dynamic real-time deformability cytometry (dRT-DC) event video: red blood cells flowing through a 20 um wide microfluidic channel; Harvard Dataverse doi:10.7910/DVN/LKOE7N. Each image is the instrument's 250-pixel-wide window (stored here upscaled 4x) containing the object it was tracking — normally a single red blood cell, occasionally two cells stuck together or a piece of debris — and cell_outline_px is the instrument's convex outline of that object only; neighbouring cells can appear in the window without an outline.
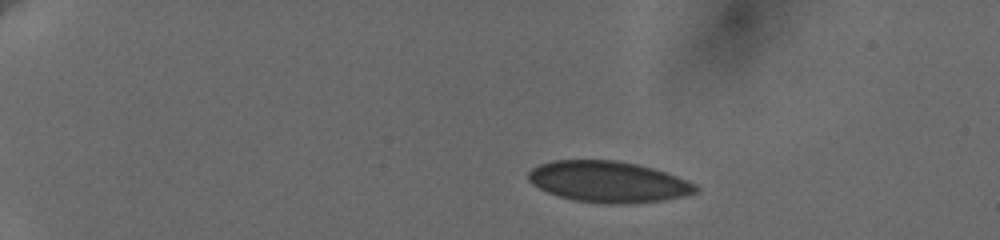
{"species": "human", "species_latin": "Homo sapiens", "temperature_condition": "cold", "stored_images_in_passage": 21, "camera_frame_rate_fps": 3000, "um_per_image_px": 0.085, "donor": {"sex": "female"}, "frame": {"image": 1, "passage_image": 5, "time_ms": 2.333, "image_size_px": [1000, 240], "cell_outline_px": [[700, 188], [696, 192], [684, 196], [664, 200], [624, 204], [604, 204], [576, 200], [560, 196], [548, 192], [532, 184], [528, 180], [528, 172], [532, 168], [540, 164], [552, 160], [616, 160], [636, 164], [652, 168], [676, 176], [696, 184]], "centroid_in_image_um": [51.7, 15.45], "position_along_channel_um": 33.3, "area_um2": 40.0}}
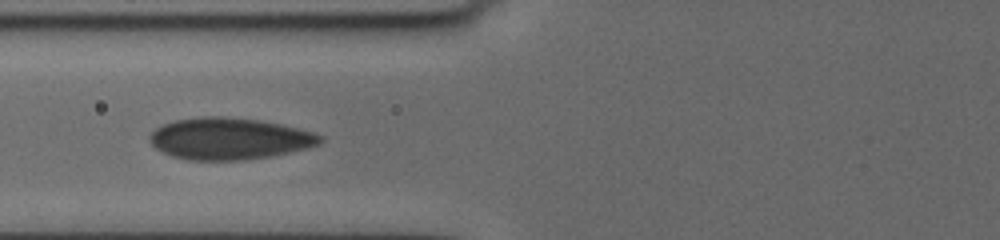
{"frame": {"image": 2, "passage_image": 16, "time_ms": 7.0, "image_size_px": [1000, 240], "cell_outline_px": [[324, 140], [320, 144], [308, 148], [292, 152], [272, 156], [244, 160], [188, 160], [172, 156], [156, 148], [148, 140], [148, 136], [156, 128], [164, 124], [176, 120], [200, 116], [224, 116], [256, 120], [280, 124], [312, 132], [324, 136]], "centroid_in_image_um": [19.51, 11.79], "position_along_channel_um": 106.3, "area_um2": 41.5}}
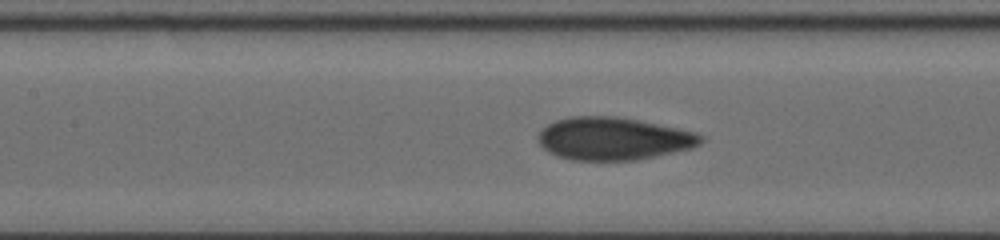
{"frame": {"image": 3, "passage_image": 19, "time_ms": 8.333, "image_size_px": [1000, 240], "cell_outline_px": [[704, 140], [700, 144], [692, 148], [636, 160], [572, 160], [548, 152], [536, 140], [540, 132], [548, 124], [556, 120], [572, 116], [616, 116], [640, 120], [696, 132], [704, 136]], "centroid_in_image_um": [52.15, 11.78], "position_along_channel_um": 155.2, "area_um2": 40.46}}